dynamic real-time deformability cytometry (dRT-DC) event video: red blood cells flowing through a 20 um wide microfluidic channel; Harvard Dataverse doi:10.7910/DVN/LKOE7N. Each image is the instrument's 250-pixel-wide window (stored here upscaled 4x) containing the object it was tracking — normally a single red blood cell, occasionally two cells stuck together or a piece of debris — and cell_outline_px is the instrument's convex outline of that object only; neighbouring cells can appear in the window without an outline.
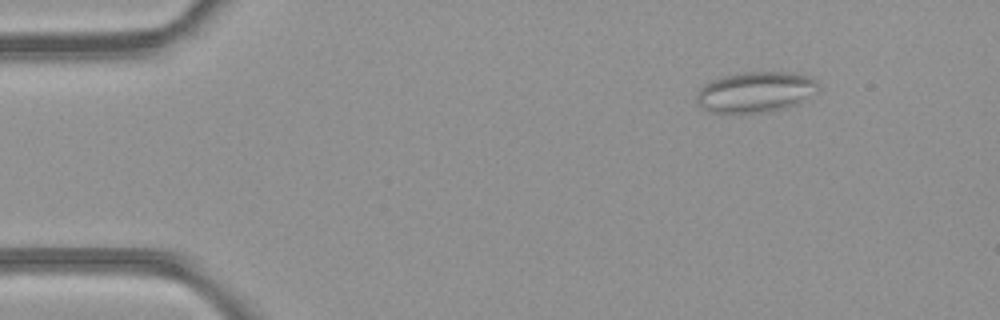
{"species": "common noctule bat (a hibernating species)", "species_latin": "Nyctalus noctula", "temperature_condition": "room temperature", "stored_images_in_passage": 44, "camera_frame_rate_fps": 3000, "um_per_image_px": 0.085, "animal": {"sex": "female", "body_mass_g": 21.9}, "frame": {"image": 1, "passage_image": 1, "time_ms": 0.0, "image_size_px": [1000, 320], "cell_outline_px": [[820, 88], [796, 104], [784, 108], [768, 112], [740, 116], [736, 116], [708, 112], [696, 100], [696, 92], [704, 84], [712, 80], [724, 76], [740, 72], [792, 72], [816, 80], [820, 84]], "centroid_in_image_um": [64.15, 7.87], "position_along_channel_um": 20.8, "area_um2": 29.48}}
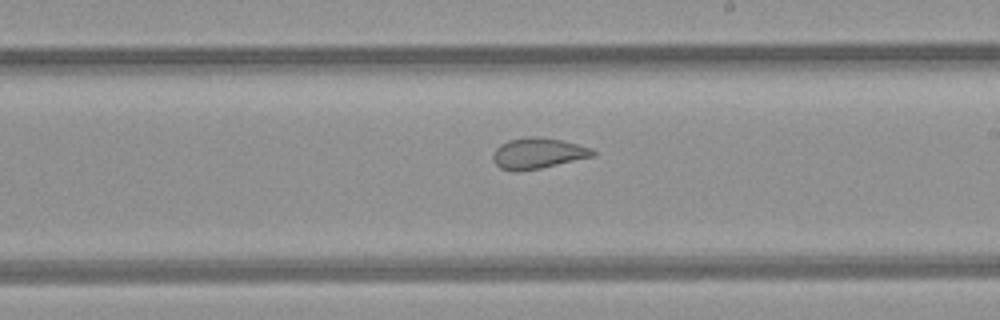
{"frame": {"image": 2, "passage_image": 23, "time_ms": 7.333, "image_size_px": [1000, 320], "cell_outline_px": [[596, 156], [540, 168], [516, 172], [500, 168], [492, 160], [492, 152], [500, 144], [508, 140], [528, 136], [540, 136], [560, 140], [592, 148], [596, 152]], "centroid_in_image_um": [45.7, 13.03], "position_along_channel_um": 243.3, "area_um2": 18.09}}
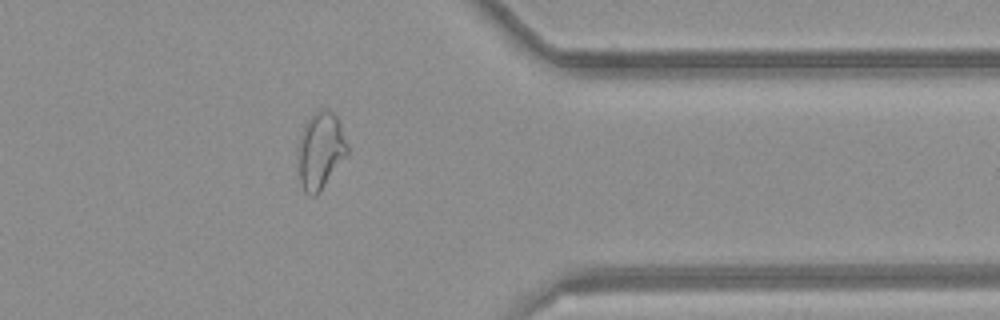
{"frame": {"image": 3, "passage_image": 34, "time_ms": 11.0, "image_size_px": [1000, 320], "cell_outline_px": [[348, 152], [316, 196], [308, 196], [304, 192], [300, 180], [296, 164], [296, 148], [304, 124], [320, 108], [328, 108], [336, 116], [348, 144]], "centroid_in_image_um": [27.18, 12.8], "position_along_channel_um": 384.2, "area_um2": 22.25}, "authors_computed_cell_mechanics": {"area_um2": 22.1374, "velocity_mm_per_s": 4.2284, "shape_relaxation_time_tau1_ms": null, "shape_relaxation_time_tau2_ms": 1.1516, "deformation_change_tau1": null, "deformation_change_tau2": 0.0766}}